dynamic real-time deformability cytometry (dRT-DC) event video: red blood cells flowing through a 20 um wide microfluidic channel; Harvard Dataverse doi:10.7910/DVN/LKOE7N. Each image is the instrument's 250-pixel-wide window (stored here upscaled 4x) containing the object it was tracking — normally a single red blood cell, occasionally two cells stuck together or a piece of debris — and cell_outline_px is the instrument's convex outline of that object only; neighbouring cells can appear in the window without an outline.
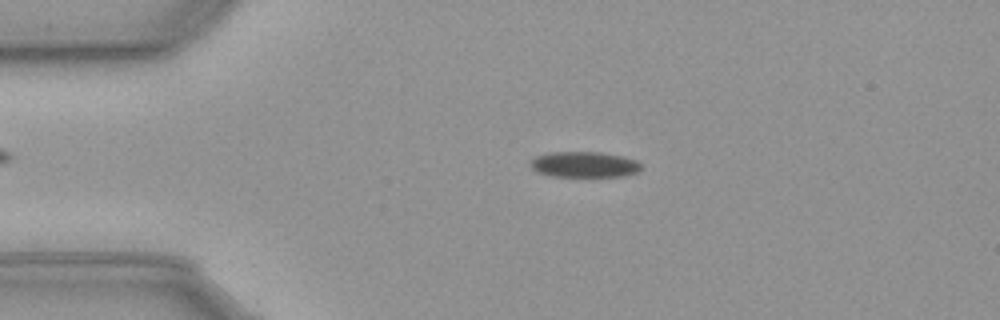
{"species": "common noctule bat (a hibernating species)", "species_latin": "Nyctalus noctula", "temperature_condition": "cold", "stored_images_in_passage": 56, "camera_frame_rate_fps": 3000, "um_per_image_px": 0.085, "animal": {"sex": "male", "body_mass_g": 23.1, "forearm_length_mm": 52.7}, "frame": {"image": 1, "passage_image": 11, "time_ms": 3.333, "image_size_px": [1000, 320], "cell_outline_px": [[644, 168], [640, 172], [624, 176], [552, 176], [536, 172], [532, 168], [532, 160], [536, 156], [548, 152], [600, 152], [624, 156], [636, 160]], "centroid_in_image_um": [49.72, 13.98], "position_along_channel_um": 35.3, "area_um2": 16.7}}
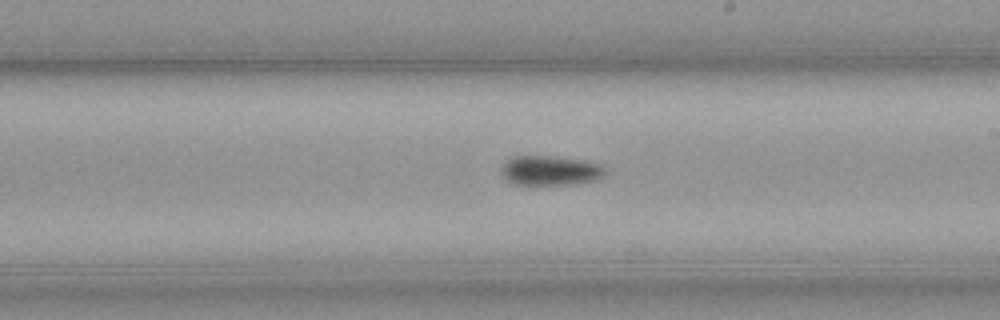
{"frame": {"image": 2, "passage_image": 31, "time_ms": 10.0, "image_size_px": [1000, 320], "cell_outline_px": [[604, 176], [600, 180], [580, 184], [516, 184], [508, 180], [500, 172], [500, 168], [508, 160], [516, 156], [552, 156], [588, 160], [600, 164], [604, 168]], "centroid_in_image_um": [46.85, 14.49], "position_along_channel_um": 242.2, "area_um2": 18.09}}
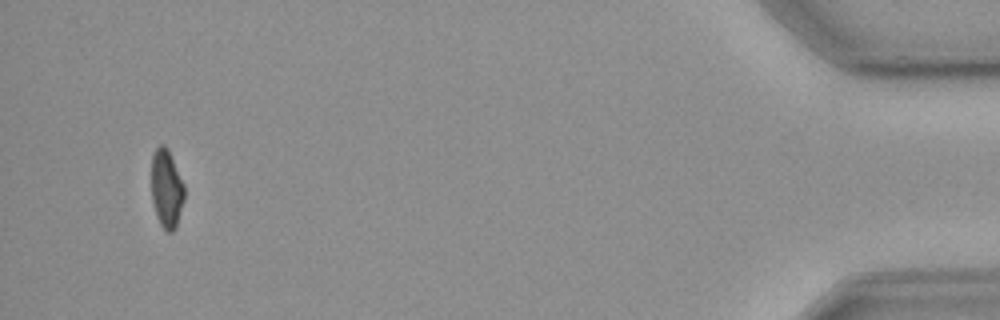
{"frame": {"image": 3, "passage_image": 53, "time_ms": 17.333, "image_size_px": [1000, 320], "cell_outline_px": [[184, 200], [176, 228], [172, 232], [168, 232], [160, 224], [156, 216], [152, 200], [152, 156], [156, 148], [160, 144], [164, 144], [168, 148], [184, 184]], "centroid_in_image_um": [14.16, 16.04], "position_along_channel_um": 421.0, "area_um2": 15.09}, "authors_computed_cell_mechanics": {"area_um2": 17.0221, "velocity_mm_per_s": 3.6161, "shape_relaxation_time_tau1_ms": 4.6853, "shape_relaxation_time_tau2_ms": null, "deformation_change_tau1": 0.0971, "deformation_change_tau2": null}}